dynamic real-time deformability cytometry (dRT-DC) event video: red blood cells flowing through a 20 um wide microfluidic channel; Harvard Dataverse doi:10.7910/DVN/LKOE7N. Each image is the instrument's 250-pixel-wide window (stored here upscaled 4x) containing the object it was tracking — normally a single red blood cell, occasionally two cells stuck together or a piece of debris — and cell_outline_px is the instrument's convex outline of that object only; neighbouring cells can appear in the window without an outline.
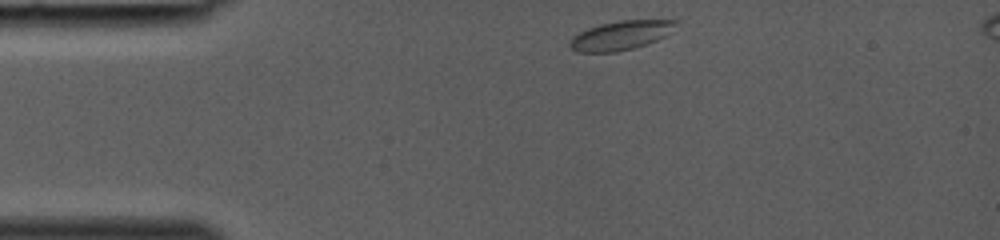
{"species": "common noctule bat (a hibernating species)", "species_latin": "Nyctalus noctula", "temperature_condition": "room temperature", "stored_images_in_passage": 29, "camera_frame_rate_fps": 3000, "um_per_image_px": 0.085, "animal": {"sex": "female", "body_mass_g": 19.0, "forearm_length_mm": 53.3}, "frame": {"image": 1, "passage_image": 1, "time_ms": 0.0, "image_size_px": [1000, 240], "cell_outline_px": [[680, 20], [664, 36], [656, 40], [632, 48], [616, 52], [576, 52], [568, 44], [572, 36], [588, 28], [600, 24], [620, 20]], "centroid_in_image_um": [52.71, 3.0], "position_along_channel_um": 32.3, "area_um2": 17.69}}
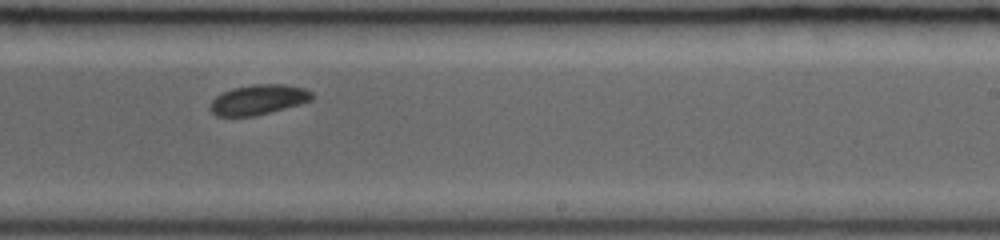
{"frame": {"image": 2, "passage_image": 18, "time_ms": 5.667, "image_size_px": [1000, 240], "cell_outline_px": [[312, 100], [300, 104], [256, 116], [216, 116], [208, 108], [212, 100], [216, 96], [232, 88], [252, 84], [280, 84], [304, 88], [312, 92]], "centroid_in_image_um": [21.94, 8.47], "position_along_channel_um": 267.1, "area_um2": 17.8}}
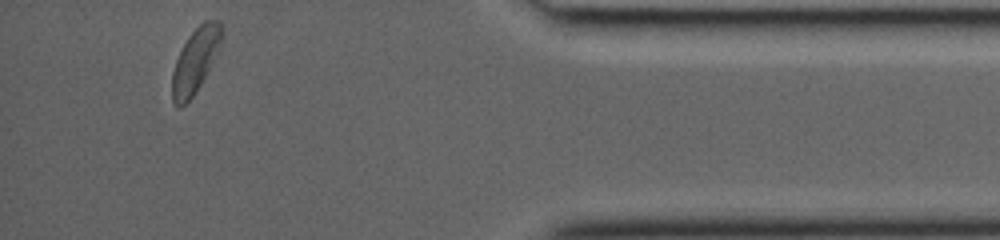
{"frame": {"image": 3, "passage_image": 29, "time_ms": 9.333, "image_size_px": [1000, 240], "cell_outline_px": [[220, 40], [216, 52], [196, 92], [180, 108], [176, 108], [172, 100], [172, 72], [176, 60], [188, 36], [204, 20], [220, 20]], "centroid_in_image_um": [16.54, 5.18], "position_along_channel_um": 418.7, "area_um2": 17.8}}